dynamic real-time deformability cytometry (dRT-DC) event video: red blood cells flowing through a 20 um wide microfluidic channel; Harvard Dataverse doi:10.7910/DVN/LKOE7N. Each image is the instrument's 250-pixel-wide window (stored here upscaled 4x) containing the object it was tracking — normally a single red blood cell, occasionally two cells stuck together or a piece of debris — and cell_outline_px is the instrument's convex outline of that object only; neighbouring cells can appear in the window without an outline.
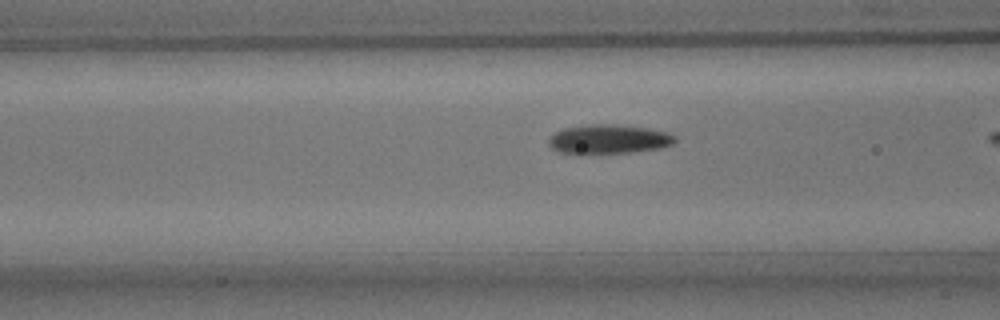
{"species": "common noctule bat (a hibernating species)", "species_latin": "Nyctalus noctula", "temperature_condition": "room temperature", "stored_images_in_passage": 20, "camera_frame_rate_fps": 3000, "um_per_image_px": 0.085, "animal": {"sex": "male", "body_mass_g": 15.6}, "frame": {"image": 1, "passage_image": 14, "time_ms": 4.333, "image_size_px": [1000, 320], "cell_outline_px": [[676, 140], [672, 144], [660, 148], [632, 152], [560, 152], [552, 148], [548, 144], [548, 140], [556, 132], [564, 128], [592, 124], [612, 124], [648, 128], [668, 132], [676, 136]], "centroid_in_image_um": [51.79, 11.81], "position_along_channel_um": 114.8, "area_um2": 20.98}}
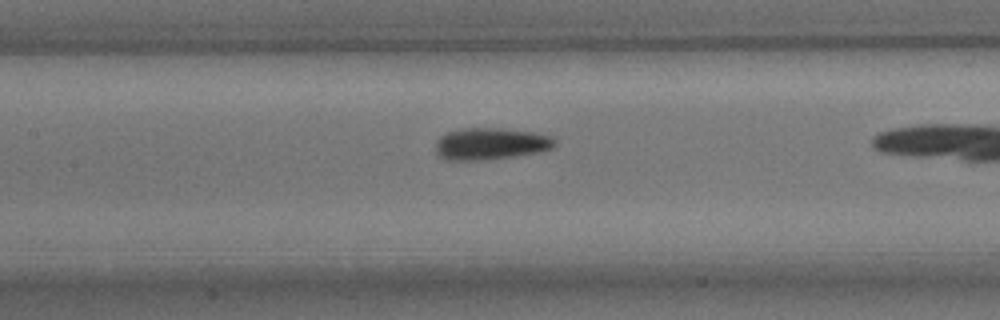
{"frame": {"image": 2, "passage_image": 18, "time_ms": 5.667, "image_size_px": [1000, 320], "cell_outline_px": [[556, 144], [552, 148], [540, 152], [516, 156], [484, 160], [444, 160], [436, 156], [436, 140], [440, 136], [448, 132], [464, 128], [500, 128], [536, 132], [552, 136], [556, 140]], "centroid_in_image_um": [41.71, 12.22], "position_along_channel_um": 165.7, "area_um2": 22.48}}